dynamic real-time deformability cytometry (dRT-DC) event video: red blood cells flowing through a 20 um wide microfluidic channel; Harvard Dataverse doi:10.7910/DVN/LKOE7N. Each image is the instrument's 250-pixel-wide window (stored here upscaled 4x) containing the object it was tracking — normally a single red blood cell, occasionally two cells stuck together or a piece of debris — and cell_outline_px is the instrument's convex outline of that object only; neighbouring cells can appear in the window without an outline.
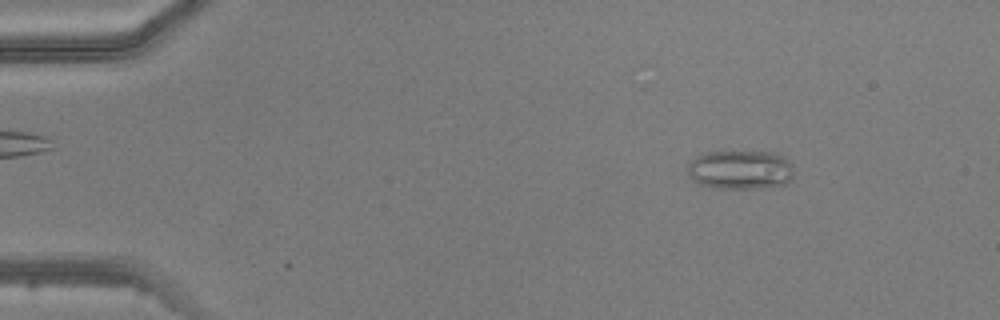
{"species": "common noctule bat (a hibernating species)", "species_latin": "Nyctalus noctula", "temperature_condition": "warm", "stored_images_in_passage": 3, "camera_frame_rate_fps": 3000, "um_per_image_px": 0.085, "animal": {"sex": "male", "body_mass_g": 20.5, "forearm_length_mm": 52.5}, "frame": {"image": 1, "passage_image": 1, "time_ms": 0.0, "image_size_px": [1000, 320], "cell_outline_px": [[792, 180], [784, 184], [760, 188], [716, 188], [700, 184], [692, 180], [688, 172], [688, 164], [696, 156], [708, 152], [776, 152], [784, 156], [792, 164]], "centroid_in_image_um": [62.95, 14.43], "position_along_channel_um": 22.1, "area_um2": 24.22}}